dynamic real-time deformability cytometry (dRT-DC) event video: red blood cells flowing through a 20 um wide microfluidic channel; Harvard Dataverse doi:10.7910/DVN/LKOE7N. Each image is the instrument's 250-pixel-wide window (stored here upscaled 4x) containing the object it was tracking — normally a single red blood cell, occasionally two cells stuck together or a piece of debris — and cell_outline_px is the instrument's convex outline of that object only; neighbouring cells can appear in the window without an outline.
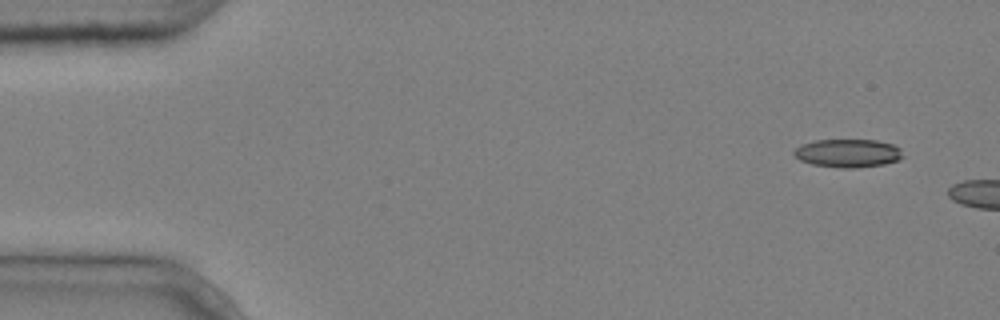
{"species": "common noctule bat (a hibernating species)", "species_latin": "Nyctalus noctula", "temperature_condition": "cold", "stored_images_in_passage": 3, "camera_frame_rate_fps": 3000, "um_per_image_px": 0.085, "animal": {"sex": "male", "body_mass_g": 20.4}, "frame": {"image": 1, "passage_image": 1, "time_ms": 0.0, "image_size_px": [1000, 320], "cell_outline_px": [[904, 156], [900, 160], [884, 164], [856, 168], [840, 168], [812, 164], [800, 160], [792, 152], [800, 144], [812, 140], [876, 140], [892, 144], [900, 148]], "centroid_in_image_um": [72.08, 13.02], "position_along_channel_um": 12.9, "area_um2": 18.09}}